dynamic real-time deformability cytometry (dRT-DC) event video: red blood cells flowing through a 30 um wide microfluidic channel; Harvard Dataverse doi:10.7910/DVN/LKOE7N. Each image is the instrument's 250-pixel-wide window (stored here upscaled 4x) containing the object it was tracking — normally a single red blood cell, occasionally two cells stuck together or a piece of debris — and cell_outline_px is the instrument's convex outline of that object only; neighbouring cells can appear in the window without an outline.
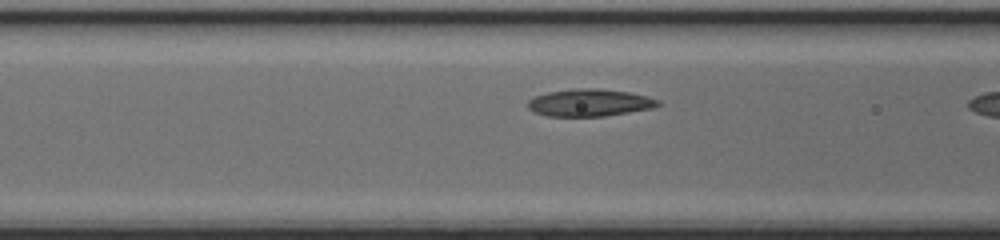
{"species": "common noctule bat (a hibernating species)", "species_latin": "Nyctalus noctula", "temperature_condition": "cold", "stored_images_in_passage": 6, "camera_frame_rate_fps": 3000, "um_per_image_px": 0.085, "animal": {"sex": "female", "body_mass_g": 17.0, "forearm_length_mm": 48.0}, "frame": {"image": 1, "passage_image": 5, "time_ms": 1.333, "image_size_px": [1000, 240], "cell_outline_px": [[660, 104], [652, 108], [604, 116], [548, 116], [536, 112], [528, 108], [528, 100], [536, 96], [548, 92], [576, 88], [600, 88], [628, 92], [648, 96], [660, 100]], "centroid_in_image_um": [50.13, 8.72], "position_along_channel_um": 116.5, "area_um2": 20.58}}